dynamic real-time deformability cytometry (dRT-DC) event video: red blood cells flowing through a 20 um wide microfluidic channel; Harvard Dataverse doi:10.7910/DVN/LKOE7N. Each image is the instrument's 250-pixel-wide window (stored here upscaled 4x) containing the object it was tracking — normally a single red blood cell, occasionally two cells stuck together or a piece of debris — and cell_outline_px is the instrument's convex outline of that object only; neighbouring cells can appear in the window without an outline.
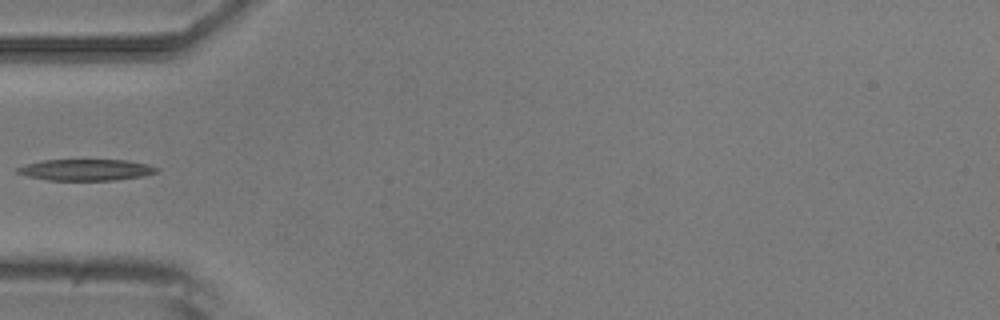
{"species": "common noctule bat (a hibernating species)", "species_latin": "Nyctalus noctula", "temperature_condition": "room temperature", "stored_images_in_passage": 5, "camera_frame_rate_fps": 3000, "um_per_image_px": 0.085, "animal": {"sex": "male", "body_mass_g": 20.5, "forearm_length_mm": 52.5}, "frame": {"image": 1, "passage_image": 4, "time_ms": 3.667, "image_size_px": [1000, 320], "cell_outline_px": [[160, 172], [144, 176], [116, 180], [48, 180], [28, 176], [16, 172], [16, 168], [28, 164], [44, 160], [128, 160], [148, 164], [160, 168]], "centroid_in_image_um": [7.4, 14.44], "position_along_channel_um": 77.6, "area_um2": 17.34}}
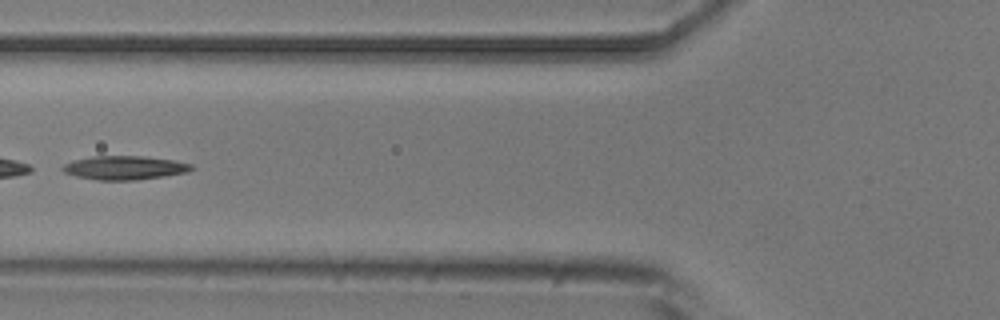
{"frame": {"image": 2, "passage_image": 5, "time_ms": 4.667, "image_size_px": [1000, 320], "cell_outline_px": [[196, 168], [188, 172], [164, 176], [136, 180], [96, 180], [76, 176], [64, 172], [60, 168], [64, 164], [76, 160], [92, 156], [144, 156], [172, 160], [192, 164]], "centroid_in_image_um": [10.61, 14.26], "position_along_channel_um": 115.2, "area_um2": 17.86}}